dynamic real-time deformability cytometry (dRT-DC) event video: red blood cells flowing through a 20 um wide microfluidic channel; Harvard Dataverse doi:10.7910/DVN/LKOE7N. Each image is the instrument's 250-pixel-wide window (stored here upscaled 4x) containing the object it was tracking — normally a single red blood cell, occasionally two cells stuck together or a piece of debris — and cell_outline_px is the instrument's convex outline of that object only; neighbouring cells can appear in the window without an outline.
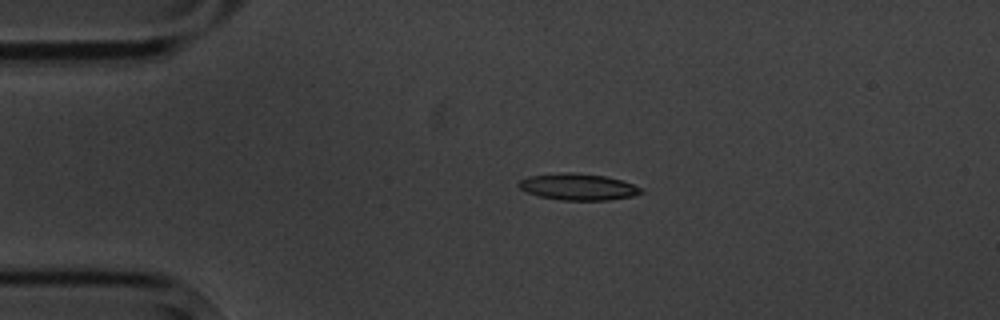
{"species": "common noctule bat (a hibernating species)", "species_latin": "Nyctalus noctula", "temperature_condition": "cold", "stored_images_in_passage": 5, "camera_frame_rate_fps": 3000, "um_per_image_px": 0.085, "animal": {"sex": "male", "body_mass_g": 20.1, "forearm_length_mm": 53.5}, "frame": {"image": 1, "passage_image": 4, "time_ms": 3.667, "image_size_px": [1000, 320], "cell_outline_px": [[644, 192], [632, 196], [608, 200], [560, 200], [540, 196], [528, 192], [520, 188], [516, 184], [520, 180], [528, 176], [560, 172], [572, 172], [604, 176], [620, 180], [644, 188]], "centroid_in_image_um": [49.13, 15.87], "position_along_channel_um": 35.9, "area_um2": 18.9}}